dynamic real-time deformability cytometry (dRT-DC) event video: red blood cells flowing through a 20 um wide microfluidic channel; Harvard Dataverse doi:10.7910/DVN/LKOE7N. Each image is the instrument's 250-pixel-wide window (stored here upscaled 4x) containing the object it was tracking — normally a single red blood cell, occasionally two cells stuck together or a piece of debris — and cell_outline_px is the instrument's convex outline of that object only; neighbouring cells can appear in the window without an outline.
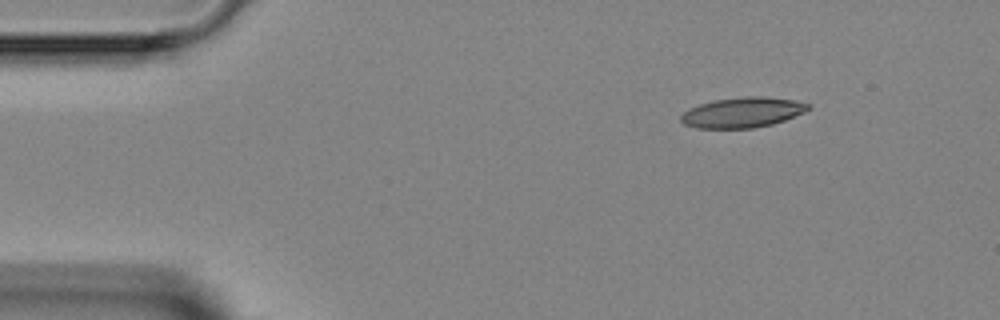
{"species": "Egyptian fruit bat (a non-hibernating species)", "species_latin": "Rousettus aegyptiacus", "temperature_condition": "room temperature", "stored_images_in_passage": 6, "camera_frame_rate_fps": 3000, "um_per_image_px": 0.085, "animal": {"sex": "female"}, "frame": {"image": 1, "passage_image": 1, "time_ms": 0.0, "image_size_px": [1000, 320], "cell_outline_px": [[808, 108], [804, 112], [784, 120], [772, 124], [752, 128], [696, 128], [684, 124], [680, 120], [680, 116], [688, 108], [700, 104], [716, 100], [744, 96], [764, 96], [796, 100], [808, 104]], "centroid_in_image_um": [63.08, 9.55], "position_along_channel_um": 21.9, "area_um2": 22.31}}
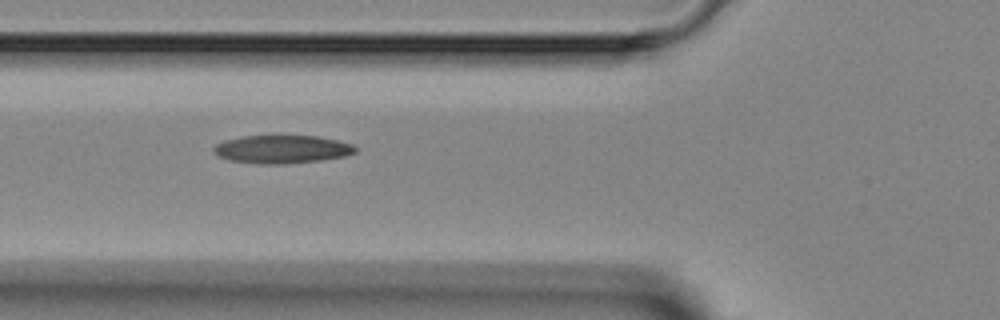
{"frame": {"image": 2, "passage_image": 4, "time_ms": 3.667, "image_size_px": [1000, 320], "cell_outline_px": [[356, 152], [344, 156], [320, 160], [284, 164], [256, 164], [232, 160], [220, 156], [212, 152], [212, 148], [216, 144], [224, 140], [244, 136], [276, 132], [280, 132], [320, 136], [352, 144], [356, 148]], "centroid_in_image_um": [23.95, 12.63], "position_along_channel_um": 101.9, "area_um2": 24.28}}
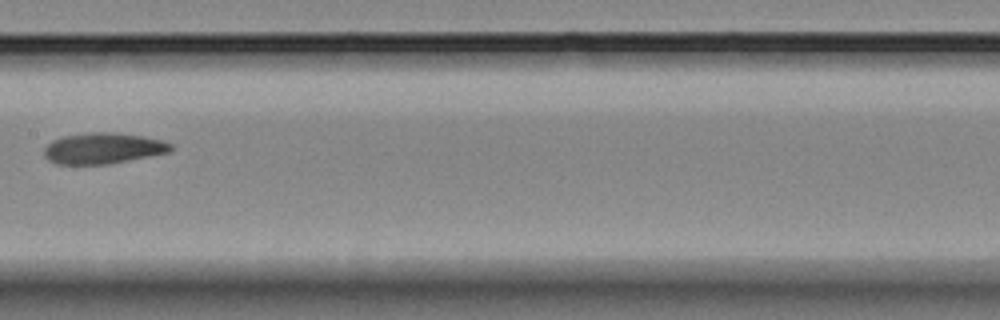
{"frame": {"image": 3, "passage_image": 6, "time_ms": 6.0, "image_size_px": [1000, 320], "cell_outline_px": [[172, 148], [168, 152], [108, 164], [56, 164], [48, 160], [44, 156], [44, 148], [52, 140], [64, 136], [92, 132], [112, 132], [144, 136], [164, 140], [172, 144]], "centroid_in_image_um": [8.74, 12.6], "position_along_channel_um": 198.7, "area_um2": 22.77}}